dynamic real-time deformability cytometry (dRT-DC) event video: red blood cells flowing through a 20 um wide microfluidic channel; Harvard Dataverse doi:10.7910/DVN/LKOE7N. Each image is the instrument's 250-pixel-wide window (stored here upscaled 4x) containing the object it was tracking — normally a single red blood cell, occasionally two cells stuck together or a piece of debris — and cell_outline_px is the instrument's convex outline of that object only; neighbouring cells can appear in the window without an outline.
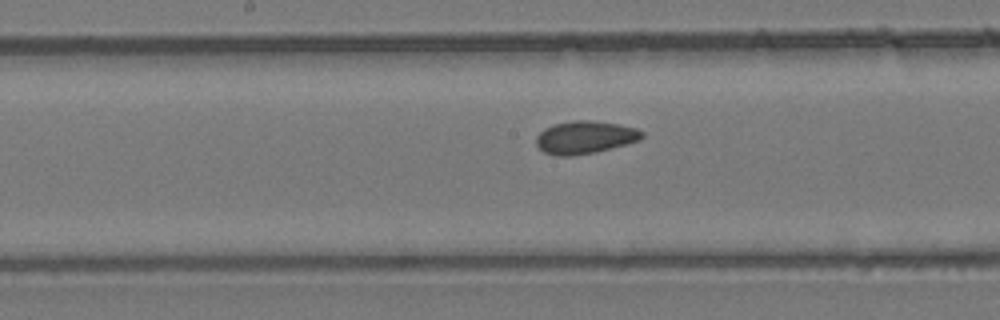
{"species": "common noctule bat (a hibernating species)", "species_latin": "Nyctalus noctula", "temperature_condition": "room temperature", "stored_images_in_passage": 6, "segment_of_instrument_passage": [2, 2], "camera_frame_rate_fps": 3000, "um_per_image_px": 0.085, "animal": {"sex": "female", "body_mass_g": 24.6, "forearm_length_mm": 56.2}, "frame": {"image": 1, "passage_image": 6, "time_ms": 1.667, "image_size_px": [1000, 320], "cell_outline_px": [[644, 136], [640, 140], [592, 152], [568, 156], [556, 156], [544, 152], [536, 144], [536, 136], [544, 128], [556, 124], [572, 120], [592, 120], [620, 124], [636, 128], [644, 132]], "centroid_in_image_um": [49.71, 11.65], "position_along_channel_um": 198.5, "area_um2": 20.0}}